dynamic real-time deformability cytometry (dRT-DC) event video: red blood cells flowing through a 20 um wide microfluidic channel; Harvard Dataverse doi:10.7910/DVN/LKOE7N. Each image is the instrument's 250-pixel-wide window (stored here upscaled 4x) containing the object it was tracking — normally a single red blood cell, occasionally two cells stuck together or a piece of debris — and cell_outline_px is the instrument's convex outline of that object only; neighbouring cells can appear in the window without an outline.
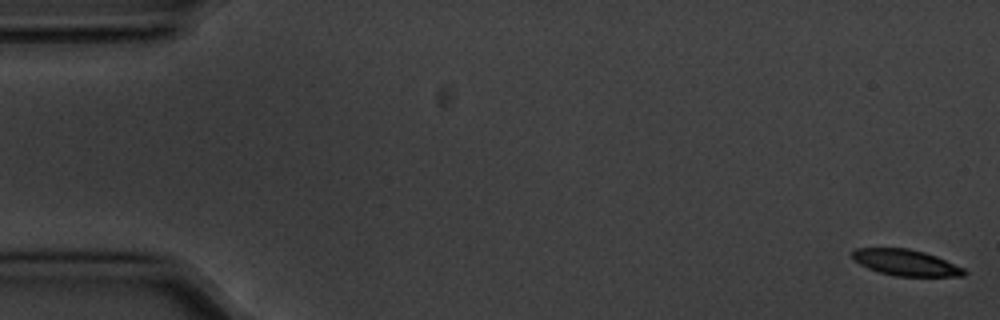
{"species": "common noctule bat (a hibernating species)", "species_latin": "Nyctalus noctula", "temperature_condition": "cold", "stored_images_in_passage": 56, "camera_frame_rate_fps": 3000, "um_per_image_px": 0.085, "animal": {"sex": "male", "body_mass_g": 20.1, "forearm_length_mm": 53.5}, "frame": {"image": 1, "passage_image": 1, "time_ms": 0.0, "image_size_px": [1000, 320], "cell_outline_px": [[968, 272], [964, 276], [896, 276], [880, 272], [868, 268], [860, 264], [852, 256], [852, 252], [856, 248], [908, 248], [924, 252], [936, 256], [964, 268]], "centroid_in_image_um": [77.02, 22.32], "position_along_channel_um": 8.0, "area_um2": 16.88}}
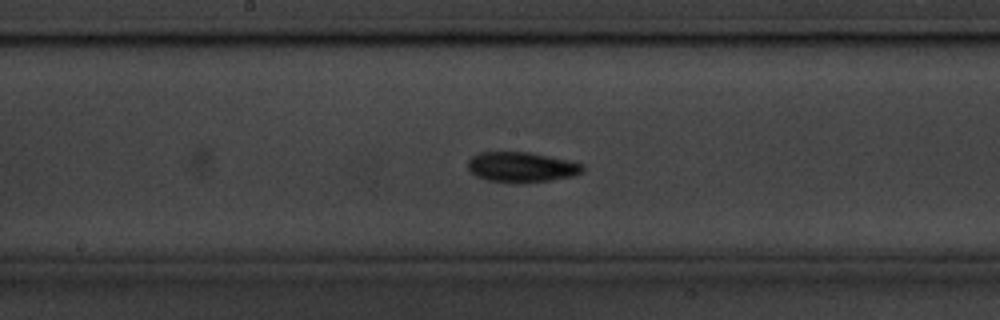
{"frame": {"image": 2, "passage_image": 29, "time_ms": 9.333, "image_size_px": [1000, 320], "cell_outline_px": [[584, 168], [576, 176], [552, 180], [520, 184], [516, 184], [488, 180], [476, 176], [468, 168], [468, 160], [472, 156], [480, 152], [528, 152], [568, 160], [584, 164]], "centroid_in_image_um": [44.34, 14.22], "position_along_channel_um": 203.9, "area_um2": 20.4}}
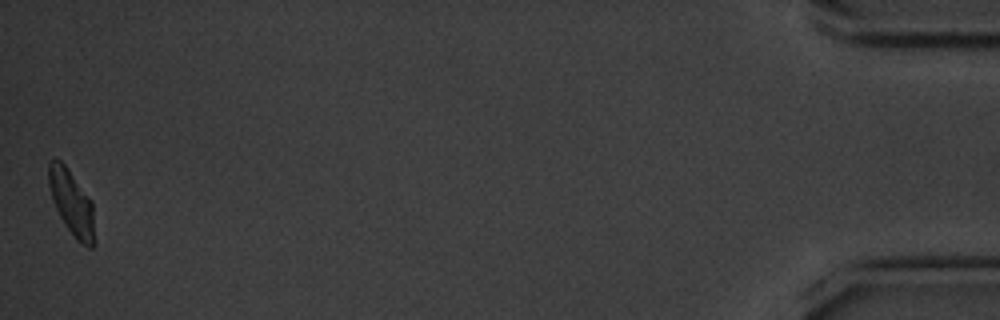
{"frame": {"image": 3, "passage_image": 56, "time_ms": 18.333, "image_size_px": [1000, 320], "cell_outline_px": [[96, 244], [92, 248], [88, 248], [76, 240], [64, 224], [52, 200], [48, 184], [48, 164], [52, 160], [60, 160], [68, 168], [92, 200], [96, 240]], "centroid_in_image_um": [6.13, 17.29], "position_along_channel_um": 429.1, "area_um2": 17.8}, "authors_computed_cell_mechanics": {"area_um2": 18.4671, "velocity_mm_per_s": 3.5436, "shape_relaxation_time_tau1_ms": 2.3393, "shape_relaxation_time_tau2_ms": null, "deformation_change_tau1": 0.1266, "deformation_change_tau2": null}}